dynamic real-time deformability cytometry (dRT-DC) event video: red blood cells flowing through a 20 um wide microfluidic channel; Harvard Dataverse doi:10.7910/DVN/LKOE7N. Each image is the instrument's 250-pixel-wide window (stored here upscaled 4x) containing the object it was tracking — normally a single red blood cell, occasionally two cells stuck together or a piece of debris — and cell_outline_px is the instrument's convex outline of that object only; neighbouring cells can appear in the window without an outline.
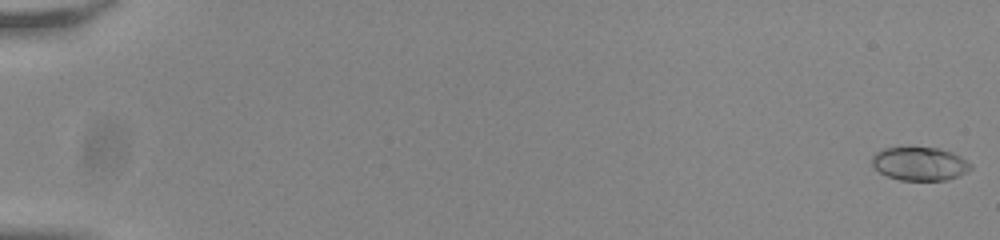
{"species": "common noctule bat (a hibernating species)", "species_latin": "Nyctalus noctula", "temperature_condition": "room temperature", "stored_images_in_passage": 56, "camera_frame_rate_fps": 3000, "um_per_image_px": 0.085, "animal": {"sex": "male", "body_mass_g": 20.0, "forearm_length_mm": 53.3}, "frame": {"image": 1, "passage_image": 1, "time_ms": 0.0, "image_size_px": [1000, 240], "cell_outline_px": [[972, 168], [968, 172], [948, 180], [900, 180], [888, 176], [880, 172], [872, 164], [872, 156], [876, 152], [884, 148], [908, 144], [936, 148], [952, 152], [960, 156], [972, 164]], "centroid_in_image_um": [78.17, 13.87], "position_along_channel_um": 6.8, "area_um2": 19.88}}
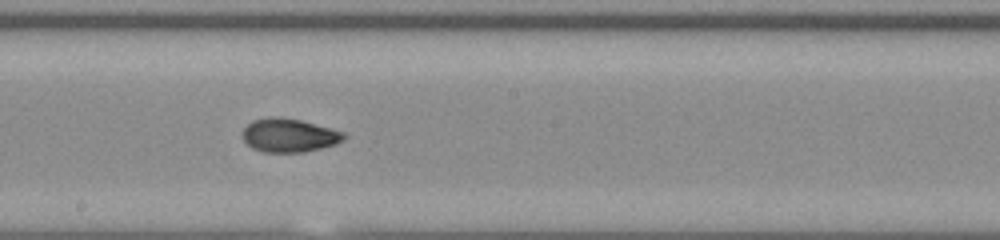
{"frame": {"image": 2, "passage_image": 33, "time_ms": 10.667, "image_size_px": [1000, 240], "cell_outline_px": [[348, 136], [344, 140], [336, 144], [304, 152], [264, 152], [252, 148], [244, 140], [244, 128], [252, 120], [272, 116], [276, 116], [300, 120], [332, 128], [344, 132]], "centroid_in_image_um": [24.61, 11.5], "position_along_channel_um": 223.6, "area_um2": 19.83}}
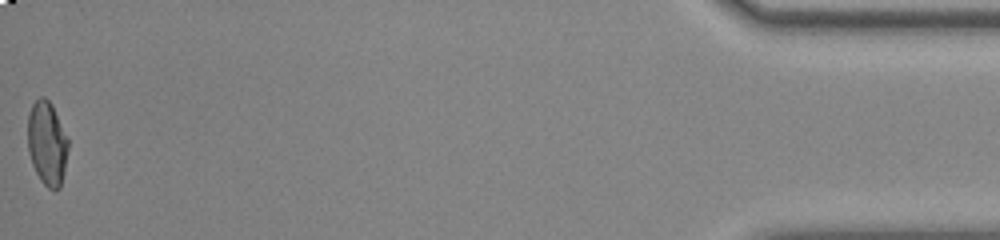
{"frame": {"image": 3, "passage_image": 56, "time_ms": 18.333, "image_size_px": [1000, 240], "cell_outline_px": [[68, 148], [64, 172], [60, 188], [56, 192], [48, 188], [40, 180], [32, 164], [28, 152], [28, 116], [32, 104], [40, 96], [44, 96], [52, 104], [68, 140]], "centroid_in_image_um": [4.0, 12.2], "position_along_channel_um": 431.2, "area_um2": 19.83}, "authors_computed_cell_mechanics": {"area_um2": 19.5075, "velocity_mm_per_s": 3.8291, "shape_relaxation_time_tau1_ms": 5.5419, "shape_relaxation_time_tau2_ms": 1.562, "deformation_change_tau1": 0.1829, "deformation_change_tau2": 0.0629}}